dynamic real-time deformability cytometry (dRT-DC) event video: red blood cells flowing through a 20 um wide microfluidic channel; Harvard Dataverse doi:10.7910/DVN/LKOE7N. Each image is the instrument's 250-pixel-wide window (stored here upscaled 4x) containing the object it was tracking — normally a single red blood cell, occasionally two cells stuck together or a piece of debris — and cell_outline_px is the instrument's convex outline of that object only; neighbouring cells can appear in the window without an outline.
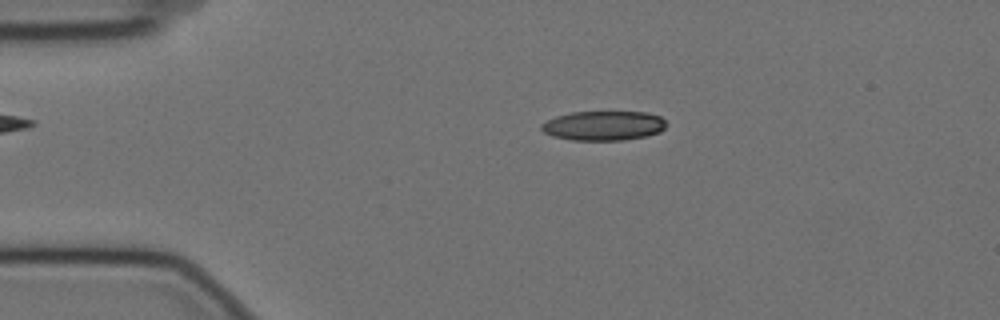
{"species": "Egyptian fruit bat (a non-hibernating species)", "species_latin": "Rousettus aegyptiacus", "temperature_condition": "cold", "stored_images_in_passage": 57, "camera_frame_rate_fps": 3000, "um_per_image_px": 0.085, "animal": {"sex": "female"}, "frame": {"image": 1, "passage_image": 11, "time_ms": 3.333, "image_size_px": [1000, 320], "cell_outline_px": [[664, 128], [660, 132], [644, 136], [624, 140], [572, 140], [552, 136], [544, 132], [540, 128], [540, 124], [556, 116], [572, 112], [644, 112], [660, 116], [664, 120]], "centroid_in_image_um": [51.27, 10.68], "position_along_channel_um": 33.7, "area_um2": 21.33}}
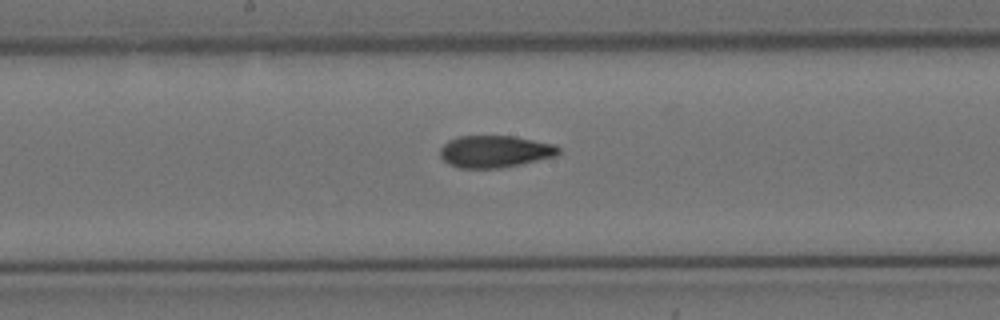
{"frame": {"image": 2, "passage_image": 29, "time_ms": 9.333, "image_size_px": [1000, 320], "cell_outline_px": [[560, 152], [556, 156], [520, 164], [500, 168], [460, 168], [448, 164], [440, 156], [440, 148], [448, 140], [460, 136], [512, 136], [552, 144], [560, 148]], "centroid_in_image_um": [42.03, 12.88], "position_along_channel_um": 206.2, "area_um2": 21.96}}
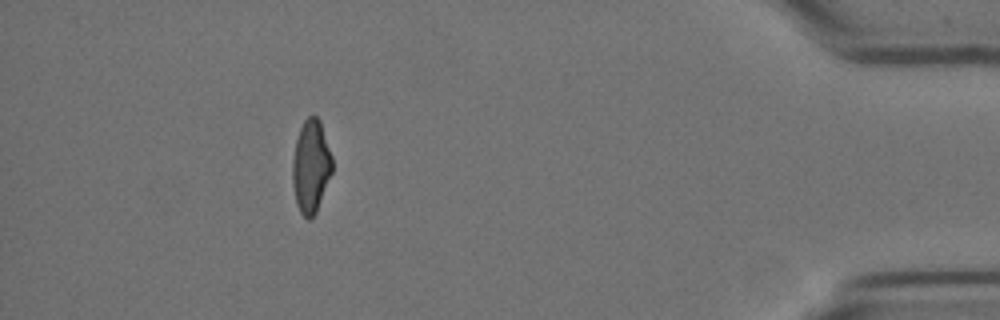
{"frame": {"image": 3, "passage_image": 51, "time_ms": 16.667, "image_size_px": [1000, 320], "cell_outline_px": [[332, 172], [316, 212], [308, 220], [300, 212], [296, 204], [292, 184], [292, 160], [296, 140], [300, 128], [304, 120], [308, 116], [316, 116], [320, 120], [332, 156]], "centroid_in_image_um": [26.41, 14.14], "position_along_channel_um": 408.8, "area_um2": 21.5}, "authors_computed_cell_mechanics": {"area_um2": 21.964, "velocity_mm_per_s": 3.5334, "shape_relaxation_time_tau1_ms": 11.2537, "shape_relaxation_time_tau2_ms": 2.4912, "deformation_change_tau1": 0.2318, "deformation_change_tau2": 0.0955}}